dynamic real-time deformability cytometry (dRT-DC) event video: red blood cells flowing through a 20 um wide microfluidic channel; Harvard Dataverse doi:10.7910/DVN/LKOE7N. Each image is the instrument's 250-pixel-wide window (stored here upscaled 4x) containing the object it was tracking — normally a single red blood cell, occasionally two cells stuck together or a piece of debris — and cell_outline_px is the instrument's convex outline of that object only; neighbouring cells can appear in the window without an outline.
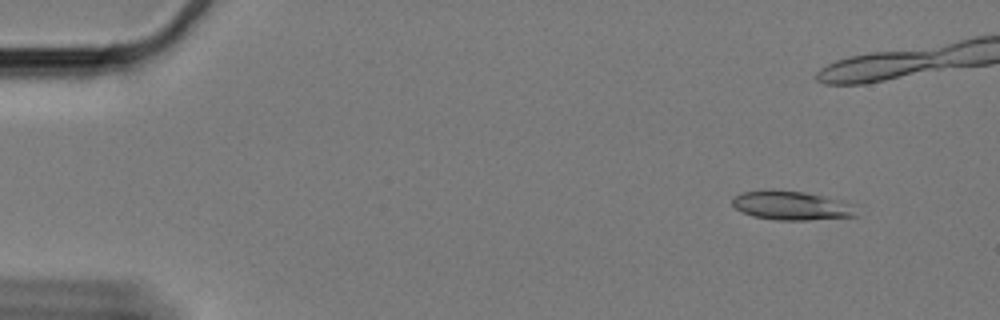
{"species": "Egyptian fruit bat (a non-hibernating species)", "species_latin": "Rousettus aegyptiacus", "temperature_condition": "cold", "stored_images_in_passage": 61, "camera_frame_rate_fps": 3000, "um_per_image_px": 0.085, "animal": {"sex": "female"}, "frame": {"image": 1, "passage_image": 5, "time_ms": 1.333, "image_size_px": [1000, 320], "cell_outline_px": [[856, 216], [808, 220], [776, 220], [752, 216], [740, 212], [732, 204], [732, 200], [740, 192], [764, 188], [772, 188], [804, 192], [840, 200], [856, 204]], "centroid_in_image_um": [67.24, 17.45], "position_along_channel_um": 17.8, "area_um2": 21.44}}
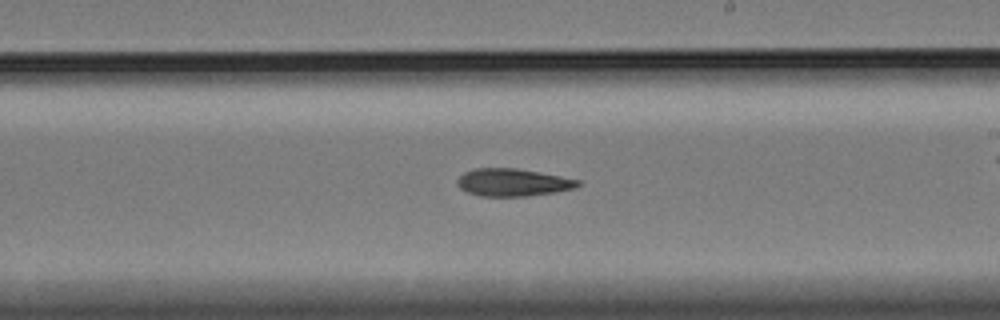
{"frame": {"image": 2, "passage_image": 35, "time_ms": 11.333, "image_size_px": [1000, 320], "cell_outline_px": [[580, 184], [576, 188], [552, 192], [524, 196], [480, 196], [468, 192], [460, 188], [456, 184], [456, 180], [464, 172], [476, 168], [516, 168], [540, 172], [580, 180]], "centroid_in_image_um": [43.56, 15.5], "position_along_channel_um": 245.4, "area_um2": 19.25}}
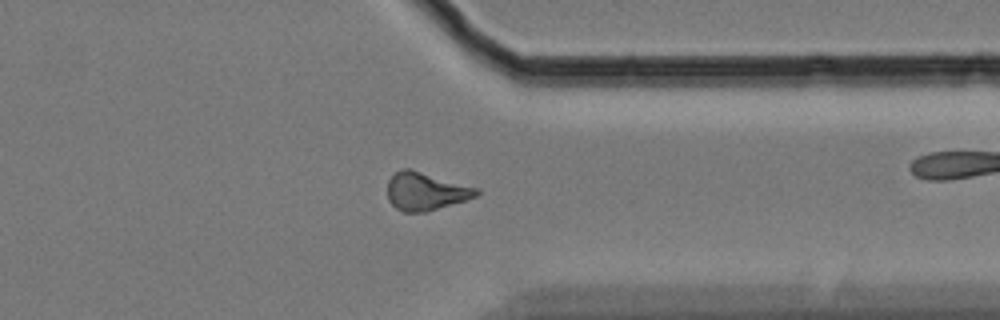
{"frame": {"image": 3, "passage_image": 47, "time_ms": 15.333, "image_size_px": [1000, 320], "cell_outline_px": [[480, 192], [476, 196], [468, 200], [428, 212], [404, 212], [396, 208], [388, 200], [388, 180], [400, 168], [408, 168], [480, 188]], "centroid_in_image_um": [36.21, 16.27], "position_along_channel_um": 375.2, "area_um2": 19.88}}